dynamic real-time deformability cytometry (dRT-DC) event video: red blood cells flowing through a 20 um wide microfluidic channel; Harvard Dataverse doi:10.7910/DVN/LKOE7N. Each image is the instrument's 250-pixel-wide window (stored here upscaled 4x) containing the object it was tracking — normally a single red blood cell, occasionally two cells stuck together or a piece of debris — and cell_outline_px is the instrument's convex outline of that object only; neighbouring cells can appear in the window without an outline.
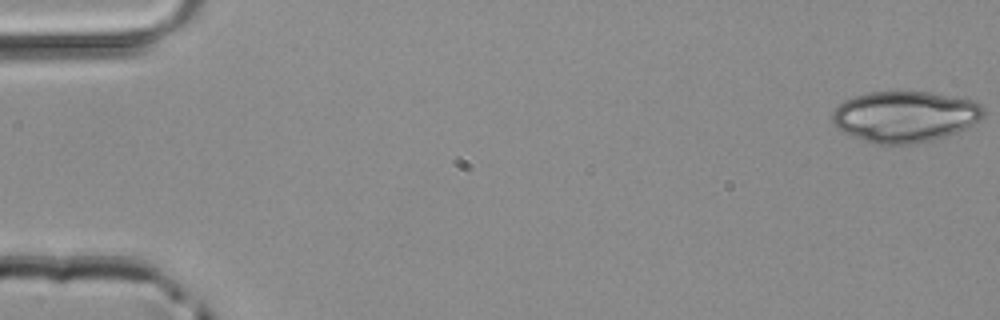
{"species": "common noctule bat (a hibernating species)", "species_latin": "Nyctalus noctula", "temperature_condition": "room temperature", "stored_images_in_passage": 45, "camera_frame_rate_fps": 3000, "um_per_image_px": 0.085, "animal": {"sex": "male", "body_mass_g": 20.4}, "frame": {"image": 1, "passage_image": 1, "time_ms": 0.0, "image_size_px": [1000, 320], "cell_outline_px": [[984, 116], [980, 120], [956, 132], [932, 140], [916, 144], [876, 144], [844, 132], [836, 128], [832, 124], [832, 112], [844, 100], [868, 92], [932, 92], [972, 100], [980, 104], [984, 108]], "centroid_in_image_um": [76.92, 9.9], "position_along_channel_um": 8.1, "area_um2": 44.85}}